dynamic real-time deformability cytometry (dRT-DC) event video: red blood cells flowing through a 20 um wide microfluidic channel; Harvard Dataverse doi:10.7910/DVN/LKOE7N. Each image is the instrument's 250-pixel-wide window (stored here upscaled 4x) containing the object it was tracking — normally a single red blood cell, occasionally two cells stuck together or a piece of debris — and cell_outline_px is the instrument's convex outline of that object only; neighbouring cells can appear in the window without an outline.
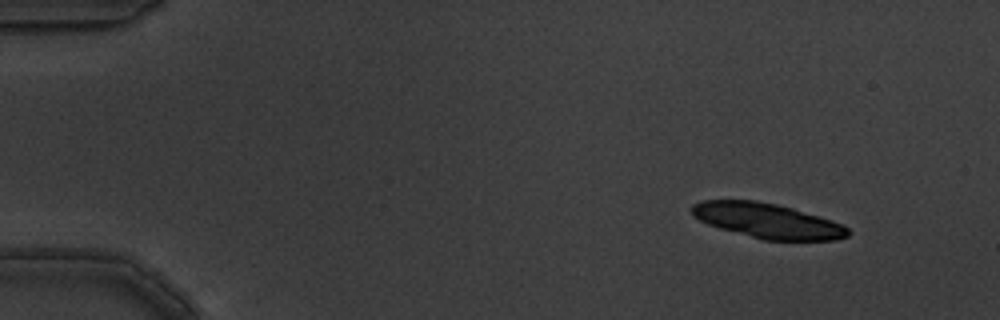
{"species": "common noctule bat (a hibernating species)", "species_latin": "Nyctalus noctula", "temperature_condition": "warm", "stored_images_in_passage": 5, "camera_frame_rate_fps": 3000, "um_per_image_px": 0.085, "animal": {"sex": "male", "body_mass_g": 19.5, "forearm_length_mm": 54.6}, "frame": {"image": 1, "passage_image": 2, "time_ms": 0.333, "image_size_px": [1000, 320], "cell_outline_px": [[852, 232], [848, 236], [836, 240], [764, 240], [720, 228], [708, 224], [692, 216], [688, 208], [692, 204], [704, 200], [756, 200], [776, 204], [792, 208], [832, 220], [848, 228]], "centroid_in_image_um": [65.2, 18.75], "position_along_channel_um": 19.8, "area_um2": 31.79}}